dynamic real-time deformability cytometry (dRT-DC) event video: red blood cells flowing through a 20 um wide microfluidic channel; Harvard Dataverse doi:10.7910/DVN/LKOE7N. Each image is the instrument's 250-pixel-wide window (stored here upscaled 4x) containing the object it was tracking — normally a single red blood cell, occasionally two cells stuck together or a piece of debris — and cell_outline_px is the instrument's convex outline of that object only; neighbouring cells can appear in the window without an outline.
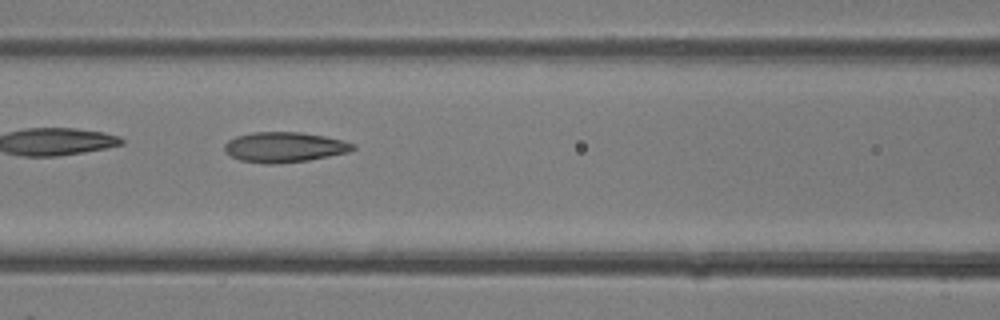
{"species": "common noctule bat (a hibernating species)", "species_latin": "Nyctalus noctula", "temperature_condition": "room temperature", "stored_images_in_passage": 36, "camera_frame_rate_fps": 3000, "um_per_image_px": 0.085, "animal": {"sex": "female"}, "frame": {"image": 1, "passage_image": 16, "time_ms": 5.0, "image_size_px": [1000, 320], "cell_outline_px": [[356, 148], [348, 152], [308, 160], [272, 164], [264, 164], [240, 160], [232, 156], [224, 148], [224, 144], [228, 140], [236, 136], [252, 132], [300, 132], [324, 136], [344, 140], [356, 144]], "centroid_in_image_um": [24.19, 12.5], "position_along_channel_um": 142.4, "area_um2": 22.54}}
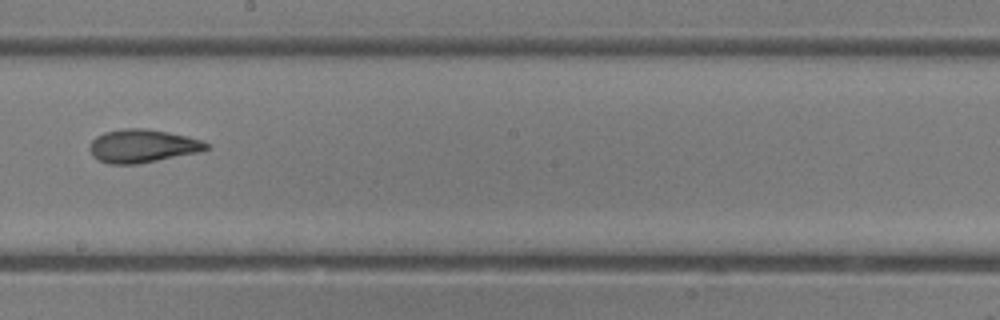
{"frame": {"image": 2, "passage_image": 21, "time_ms": 6.667, "image_size_px": [1000, 320], "cell_outline_px": [[208, 148], [200, 152], [136, 164], [108, 164], [92, 156], [88, 148], [92, 140], [96, 136], [104, 132], [124, 128], [144, 128], [168, 132], [188, 136], [204, 140], [208, 144]], "centroid_in_image_um": [12.1, 12.4], "position_along_channel_um": 236.1, "area_um2": 22.66}}